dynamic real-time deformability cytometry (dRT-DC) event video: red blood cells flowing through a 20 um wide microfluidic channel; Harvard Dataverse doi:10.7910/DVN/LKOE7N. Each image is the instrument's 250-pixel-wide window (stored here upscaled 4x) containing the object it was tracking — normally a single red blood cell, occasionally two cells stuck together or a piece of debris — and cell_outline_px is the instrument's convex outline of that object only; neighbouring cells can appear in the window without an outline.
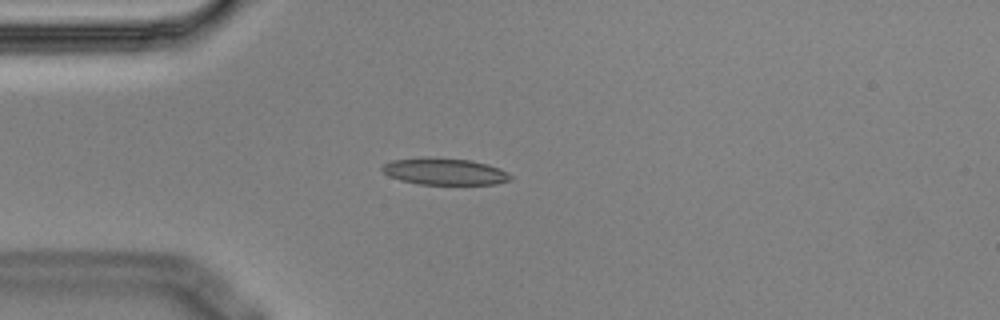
{"species": "Egyptian fruit bat (a non-hibernating species)", "species_latin": "Rousettus aegyptiacus", "temperature_condition": "cold", "stored_images_in_passage": 10, "camera_frame_rate_fps": 3000, "um_per_image_px": 0.085, "animal": {"sex": "male"}, "frame": {"image": 1, "passage_image": 4, "time_ms": 1.0, "image_size_px": [1000, 320], "cell_outline_px": [[512, 180], [496, 184], [420, 184], [400, 180], [388, 176], [380, 168], [384, 164], [392, 160], [420, 156], [428, 156], [472, 160], [488, 164], [500, 168], [508, 172], [512, 176]], "centroid_in_image_um": [37.79, 14.56], "position_along_channel_um": 47.2, "area_um2": 20.4}}
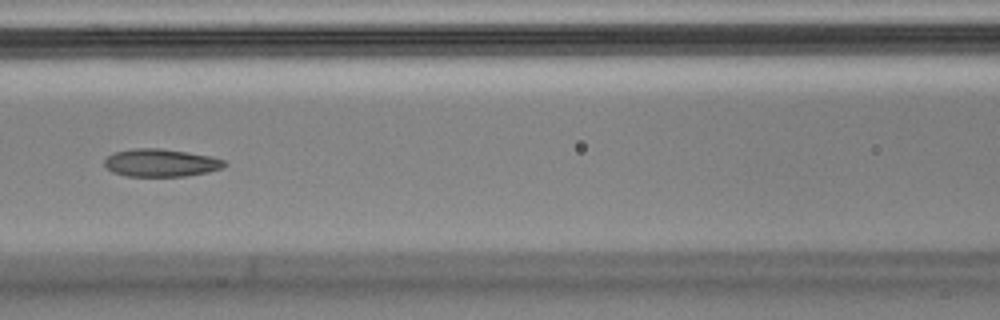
{"frame": {"image": 2, "passage_image": 7, "time_ms": 2.0, "image_size_px": [1000, 320], "cell_outline_px": [[228, 164], [220, 168], [208, 172], [184, 176], [124, 176], [112, 172], [104, 164], [104, 160], [108, 156], [116, 152], [136, 148], [160, 148], [188, 152], [212, 156], [224, 160]], "centroid_in_image_um": [13.68, 13.84], "position_along_channel_um": 152.9, "area_um2": 19.36}}
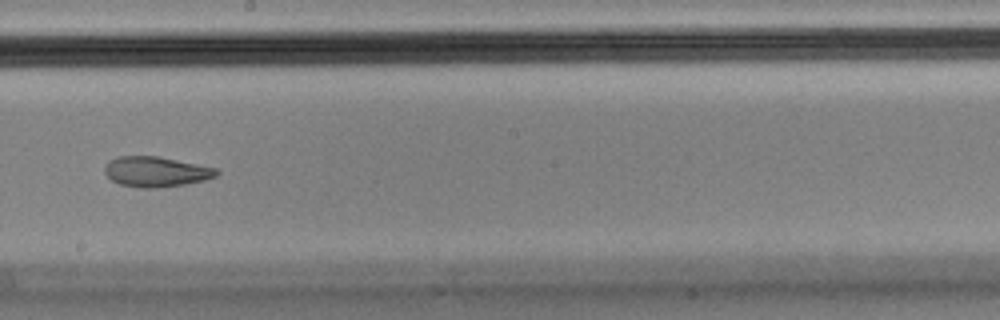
{"frame": {"image": 3, "passage_image": 9, "time_ms": 2.667, "image_size_px": [1000, 320], "cell_outline_px": [[220, 172], [216, 176], [204, 180], [184, 184], [156, 188], [140, 188], [120, 184], [112, 180], [104, 172], [104, 168], [108, 160], [116, 156], [156, 156], [216, 168]], "centroid_in_image_um": [13.22, 14.59], "position_along_channel_um": 235.0, "area_um2": 19.59}}